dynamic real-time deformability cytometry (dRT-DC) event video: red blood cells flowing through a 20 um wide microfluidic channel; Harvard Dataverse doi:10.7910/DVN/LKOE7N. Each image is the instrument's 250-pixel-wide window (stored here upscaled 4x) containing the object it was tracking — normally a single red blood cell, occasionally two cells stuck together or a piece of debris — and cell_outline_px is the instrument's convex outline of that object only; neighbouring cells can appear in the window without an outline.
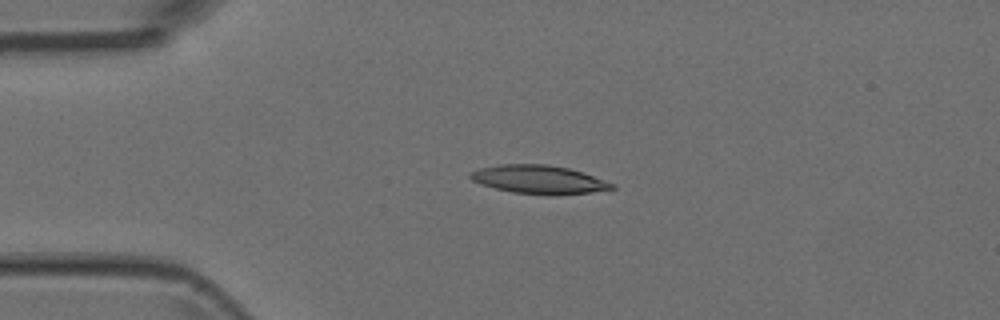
{"species": "Egyptian fruit bat (a non-hibernating species)", "species_latin": "Rousettus aegyptiacus", "temperature_condition": "room temperature", "stored_images_in_passage": 5, "camera_frame_rate_fps": 3000, "um_per_image_px": 0.085, "animal": {"sex": "female"}, "frame": {"image": 1, "passage_image": 4, "time_ms": 1.0, "image_size_px": [1000, 320], "cell_outline_px": [[616, 188], [592, 192], [512, 192], [480, 184], [472, 180], [468, 176], [468, 172], [480, 168], [500, 164], [548, 164], [568, 168], [616, 184]], "centroid_in_image_um": [45.72, 15.2], "position_along_channel_um": 39.3, "area_um2": 22.43}}